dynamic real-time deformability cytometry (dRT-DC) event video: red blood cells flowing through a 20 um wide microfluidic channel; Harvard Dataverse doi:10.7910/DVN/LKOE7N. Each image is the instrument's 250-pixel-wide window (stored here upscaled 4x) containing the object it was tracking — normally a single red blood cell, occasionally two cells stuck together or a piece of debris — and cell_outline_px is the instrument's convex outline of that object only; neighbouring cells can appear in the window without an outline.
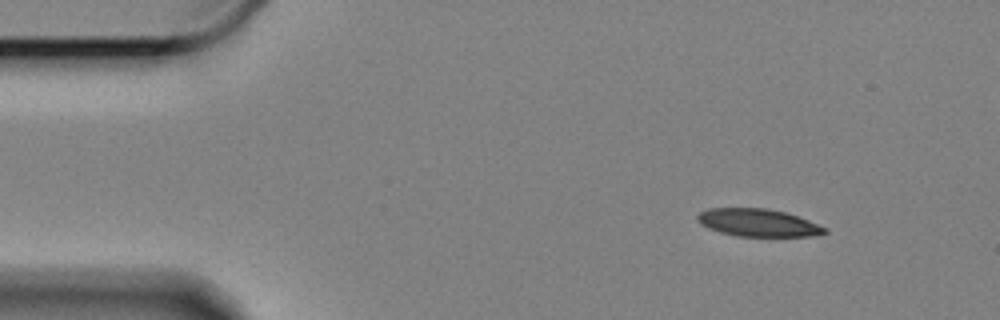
{"species": "Egyptian fruit bat (a non-hibernating species)", "species_latin": "Rousettus aegyptiacus", "temperature_condition": "cold", "stored_images_in_passage": 54, "camera_frame_rate_fps": 3000, "um_per_image_px": 0.085, "animal": {"sex": "female"}, "frame": {"image": 1, "passage_image": 1, "time_ms": 0.0, "image_size_px": [1000, 320], "cell_outline_px": [[828, 232], [812, 236], [736, 236], [720, 232], [708, 228], [700, 224], [696, 220], [696, 216], [700, 212], [708, 208], [764, 208], [784, 212], [808, 220], [828, 228]], "centroid_in_image_um": [64.4, 18.93], "position_along_channel_um": 20.6, "area_um2": 20.46}}
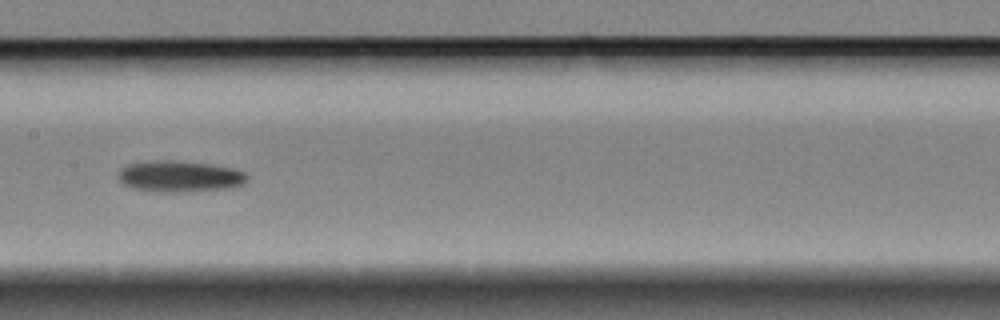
{"frame": {"image": 2, "passage_image": 23, "time_ms": 7.333, "image_size_px": [1000, 320], "cell_outline_px": [[248, 180], [244, 184], [232, 188], [180, 192], [156, 192], [132, 188], [124, 184], [120, 180], [120, 168], [128, 164], [156, 160], [172, 160], [208, 164], [232, 168], [244, 172], [248, 176]], "centroid_in_image_um": [15.3, 15.0], "position_along_channel_um": 192.1, "area_um2": 23.47}}
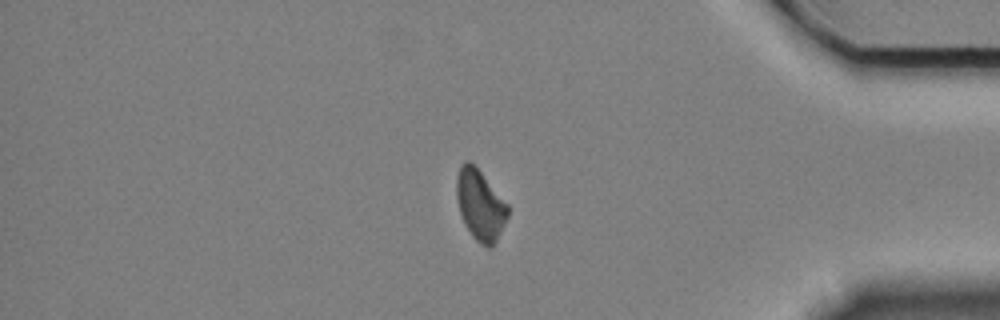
{"frame": {"image": 3, "passage_image": 44, "time_ms": 14.333, "image_size_px": [1000, 320], "cell_outline_px": [[508, 216], [492, 248], [488, 248], [480, 244], [472, 236], [460, 212], [456, 196], [456, 176], [460, 164], [464, 160], [468, 160], [480, 172], [508, 204]], "centroid_in_image_um": [40.8, 17.42], "position_along_channel_um": 394.4, "area_um2": 20.75}}